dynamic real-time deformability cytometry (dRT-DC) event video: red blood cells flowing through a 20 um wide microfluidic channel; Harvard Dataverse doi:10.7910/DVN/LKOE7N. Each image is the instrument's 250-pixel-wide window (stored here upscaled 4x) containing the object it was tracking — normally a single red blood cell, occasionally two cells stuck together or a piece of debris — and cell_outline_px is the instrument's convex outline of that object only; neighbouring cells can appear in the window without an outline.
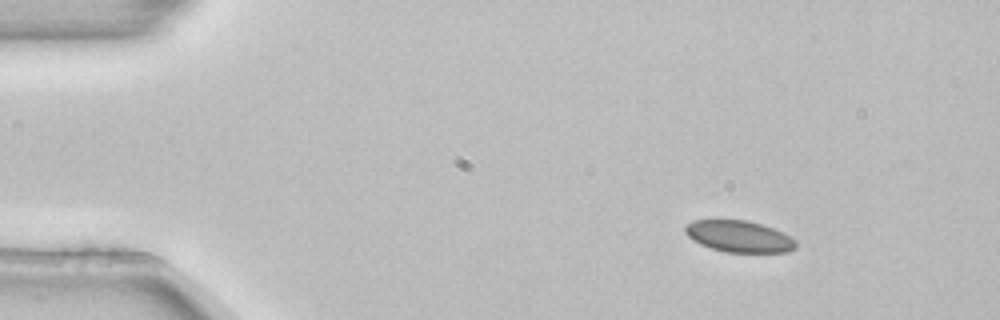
{"species": "common noctule bat (a hibernating species)", "species_latin": "Nyctalus noctula", "temperature_condition": "room temperature", "stored_images_in_passage": 3, "camera_frame_rate_fps": 3000, "um_per_image_px": 0.085, "animal": {"sex": "female", "body_mass_g": 22.7, "forearm_length_mm": 54.2}, "frame": {"image": 1, "passage_image": 1, "time_ms": 0.0, "image_size_px": [1000, 320], "cell_outline_px": [[796, 248], [788, 252], [724, 252], [700, 244], [692, 240], [684, 232], [684, 228], [692, 220], [744, 220], [760, 224], [772, 228], [796, 240]], "centroid_in_image_um": [62.79, 20.1], "position_along_channel_um": 22.2, "area_um2": 20.17}}
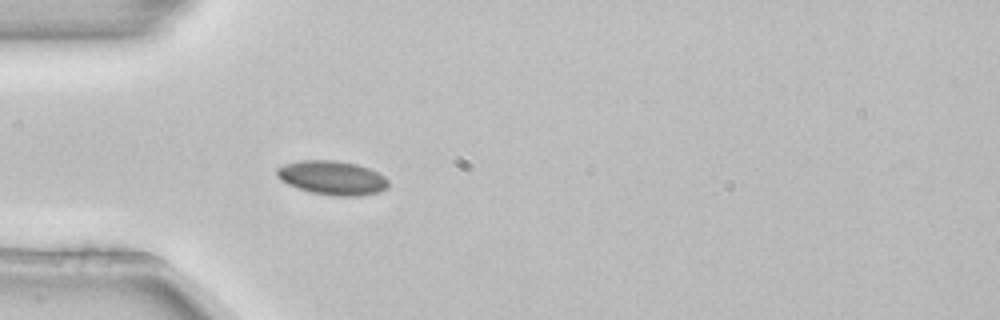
{"frame": {"image": 2, "passage_image": 3, "time_ms": 0.667, "image_size_px": [1000, 320], "cell_outline_px": [[388, 188], [380, 192], [360, 196], [336, 196], [312, 192], [296, 188], [280, 180], [276, 176], [276, 168], [284, 164], [300, 160], [336, 160], [356, 164], [368, 168], [384, 176], [388, 180]], "centroid_in_image_um": [28.22, 15.11], "position_along_channel_um": 56.8, "area_um2": 22.25}}